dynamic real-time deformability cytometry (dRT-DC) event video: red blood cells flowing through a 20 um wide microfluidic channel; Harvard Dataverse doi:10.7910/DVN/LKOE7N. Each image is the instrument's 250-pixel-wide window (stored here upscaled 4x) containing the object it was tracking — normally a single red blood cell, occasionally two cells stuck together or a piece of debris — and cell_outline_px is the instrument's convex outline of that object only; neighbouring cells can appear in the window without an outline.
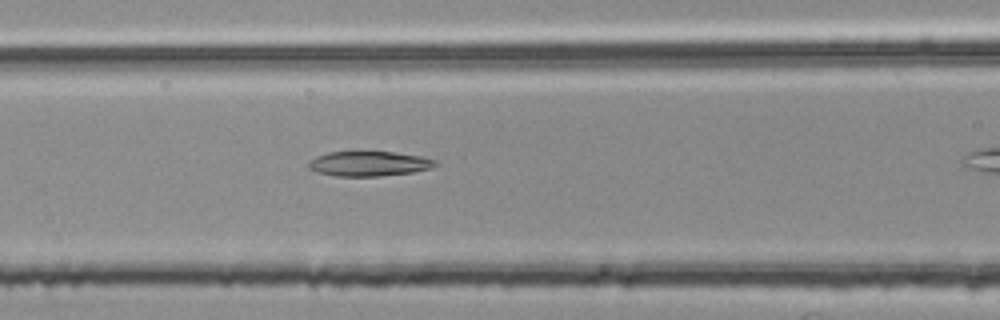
{"species": "common noctule bat (a hibernating species)", "species_latin": "Nyctalus noctula", "temperature_condition": "room temperature", "stored_images_in_passage": 10, "camera_frame_rate_fps": 3000, "um_per_image_px": 0.085, "animal": {"sex": "female", "body_mass_g": 25.1}, "frame": {"image": 1, "passage_image": 9, "time_ms": 2.667, "image_size_px": [1000, 320], "cell_outline_px": [[440, 164], [432, 168], [412, 172], [380, 176], [336, 176], [316, 172], [308, 168], [308, 164], [316, 156], [328, 152], [392, 152], [420, 156], [436, 160]], "centroid_in_image_um": [31.38, 13.92], "position_along_channel_um": 135.2, "area_um2": 18.32}}